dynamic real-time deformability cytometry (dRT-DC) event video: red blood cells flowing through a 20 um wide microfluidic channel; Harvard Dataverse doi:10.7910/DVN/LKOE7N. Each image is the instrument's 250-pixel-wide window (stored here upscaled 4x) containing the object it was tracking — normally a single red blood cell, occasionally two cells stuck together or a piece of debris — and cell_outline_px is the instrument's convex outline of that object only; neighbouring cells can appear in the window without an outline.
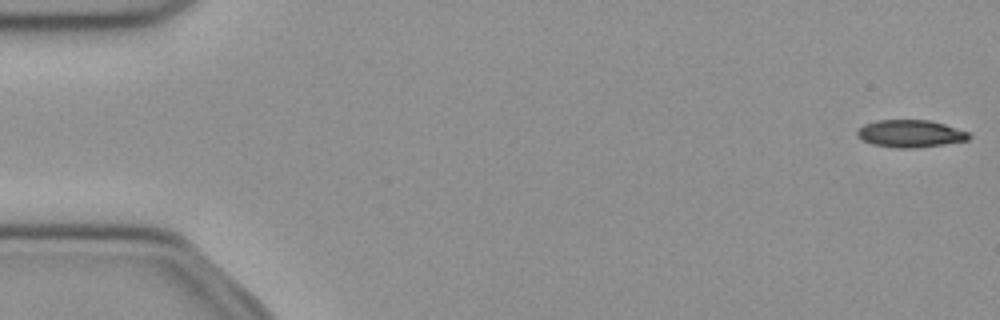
{"species": "common noctule bat (a hibernating species)", "species_latin": "Nyctalus noctula", "temperature_condition": "cold", "stored_images_in_passage": 15, "camera_frame_rate_fps": 3000, "um_per_image_px": 0.085, "animal": {"sex": "female", "body_mass_g": 21.9}, "frame": {"image": 1, "passage_image": 1, "time_ms": 0.0, "image_size_px": [1000, 320], "cell_outline_px": [[972, 136], [968, 140], [944, 144], [916, 148], [896, 148], [872, 144], [860, 140], [856, 136], [856, 132], [864, 124], [876, 120], [928, 120], [944, 124], [968, 132]], "centroid_in_image_um": [77.35, 11.36], "position_along_channel_um": 7.7, "area_um2": 17.92}}
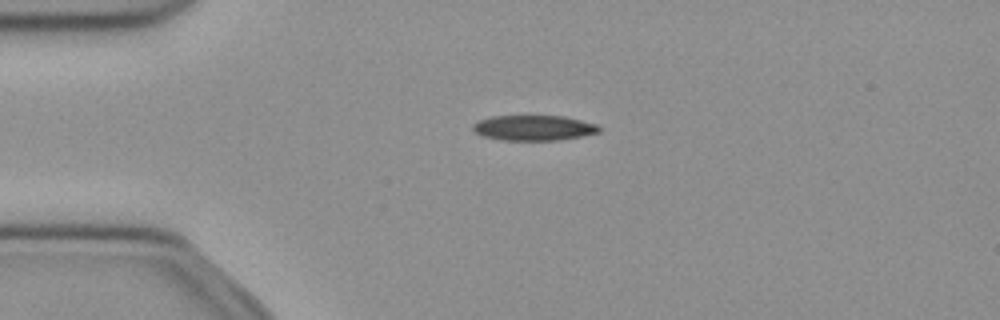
{"frame": {"image": 2, "passage_image": 12, "time_ms": 3.667, "image_size_px": [1000, 320], "cell_outline_px": [[600, 132], [560, 140], [500, 140], [480, 136], [472, 128], [472, 124], [476, 120], [492, 116], [564, 116], [596, 124], [600, 128]], "centroid_in_image_um": [45.3, 10.87], "position_along_channel_um": 39.7, "area_um2": 18.67}}